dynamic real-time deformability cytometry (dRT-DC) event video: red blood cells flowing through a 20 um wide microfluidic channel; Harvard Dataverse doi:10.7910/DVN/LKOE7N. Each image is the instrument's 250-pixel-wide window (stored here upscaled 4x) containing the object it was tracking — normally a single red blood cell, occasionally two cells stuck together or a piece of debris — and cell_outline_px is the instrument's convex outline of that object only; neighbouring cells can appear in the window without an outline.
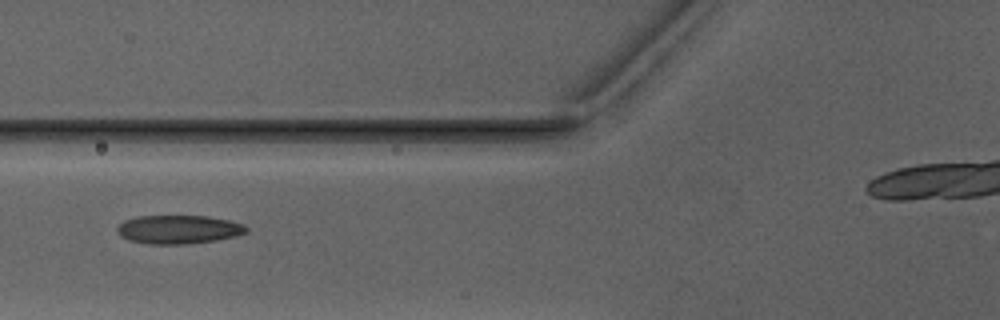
{"species": "Egyptian fruit bat (a non-hibernating species)", "species_latin": "Rousettus aegyptiacus", "temperature_condition": "warm", "stored_images_in_passage": 5, "camera_frame_rate_fps": 3000, "um_per_image_px": 0.085, "animal": {"sex": "male"}, "frame": {"image": 1, "passage_image": 5, "time_ms": 5.667, "image_size_px": [1000, 320], "cell_outline_px": [[248, 232], [236, 236], [216, 240], [184, 244], [148, 244], [128, 240], [120, 236], [116, 232], [116, 228], [124, 220], [136, 216], [208, 216], [228, 220], [244, 224], [248, 228]], "centroid_in_image_um": [15.16, 19.5], "position_along_channel_um": 110.6, "area_um2": 21.68}}